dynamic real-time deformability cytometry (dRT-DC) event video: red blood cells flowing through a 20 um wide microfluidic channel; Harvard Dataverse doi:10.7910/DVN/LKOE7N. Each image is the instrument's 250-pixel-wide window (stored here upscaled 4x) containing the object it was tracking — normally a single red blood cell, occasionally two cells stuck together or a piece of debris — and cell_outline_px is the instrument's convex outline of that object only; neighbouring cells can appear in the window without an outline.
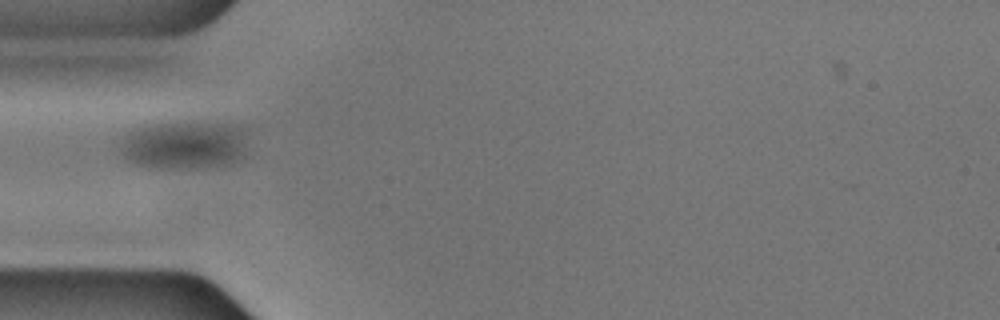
{"species": "common noctule bat (a hibernating species)", "species_latin": "Nyctalus noctula", "temperature_condition": "cold", "stored_images_in_passage": 17, "camera_frame_rate_fps": 3000, "um_per_image_px": 0.085, "animal": {"sex": "male", "body_mass_g": 17.9, "forearm_length_mm": 54.2}, "frame": {"image": 1, "passage_image": 1, "time_ms": 0.0, "image_size_px": [1000, 320], "cell_outline_px": [[248, 156], [244, 160], [232, 164], [164, 168], [148, 168], [136, 164], [128, 160], [124, 156], [120, 148], [124, 136], [128, 132], [144, 124], [232, 124], [244, 128], [248, 148]], "centroid_in_image_um": [15.73, 12.35], "position_along_channel_um": 69.3, "area_um2": 35.78}}
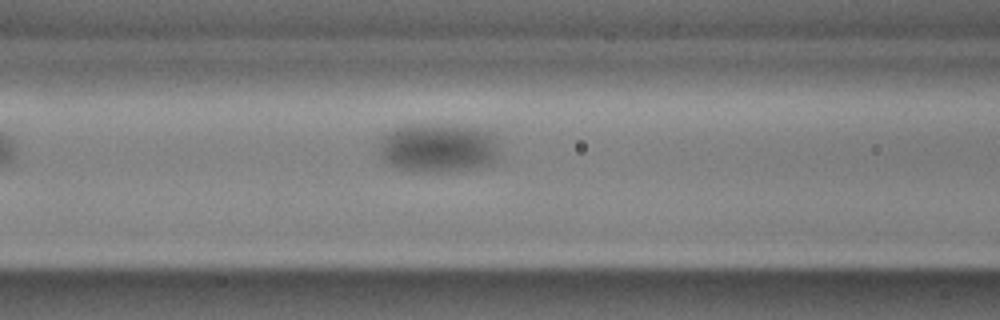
{"frame": {"image": 2, "passage_image": 6, "time_ms": 1.667, "image_size_px": [1000, 320], "cell_outline_px": [[496, 156], [492, 164], [460, 172], [412, 172], [388, 164], [384, 160], [380, 152], [380, 136], [400, 124], [456, 124], [480, 128], [492, 132], [496, 144]], "centroid_in_image_um": [37.22, 12.55], "position_along_channel_um": 129.4, "area_um2": 35.37}}